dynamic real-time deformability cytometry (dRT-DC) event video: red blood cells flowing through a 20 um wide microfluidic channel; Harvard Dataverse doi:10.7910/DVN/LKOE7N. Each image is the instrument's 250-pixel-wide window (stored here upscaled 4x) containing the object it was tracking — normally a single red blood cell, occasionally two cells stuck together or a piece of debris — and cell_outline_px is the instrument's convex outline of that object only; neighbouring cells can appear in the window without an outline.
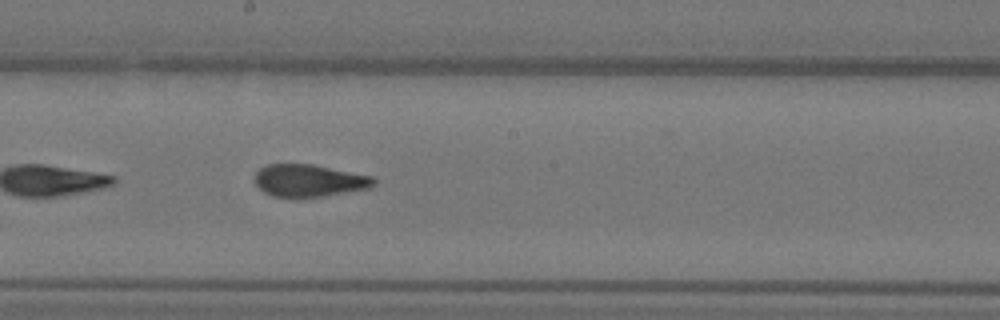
{"species": "Egyptian fruit bat (a non-hibernating species)", "species_latin": "Rousettus aegyptiacus", "temperature_condition": "warm", "stored_images_in_passage": 20, "camera_frame_rate_fps": 3000, "um_per_image_px": 0.085, "animal": {"sex": "female"}, "frame": {"image": 1, "passage_image": 17, "time_ms": 5.333, "image_size_px": [1000, 320], "cell_outline_px": [[376, 184], [368, 188], [324, 196], [272, 196], [264, 192], [256, 184], [256, 172], [260, 168], [268, 164], [312, 164], [372, 176], [376, 180]], "centroid_in_image_um": [26.29, 15.33], "position_along_channel_um": 221.9, "area_um2": 22.02}}